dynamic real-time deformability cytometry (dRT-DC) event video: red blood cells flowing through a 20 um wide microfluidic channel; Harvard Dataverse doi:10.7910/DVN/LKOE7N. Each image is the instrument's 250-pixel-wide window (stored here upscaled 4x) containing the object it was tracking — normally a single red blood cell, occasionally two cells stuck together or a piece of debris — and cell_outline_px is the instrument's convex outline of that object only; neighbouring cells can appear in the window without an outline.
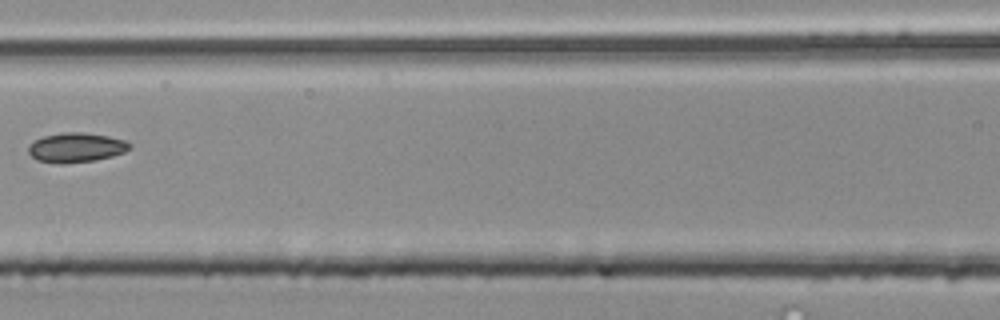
{"species": "common noctule bat (a hibernating species)", "species_latin": "Nyctalus noctula", "temperature_condition": "room temperature", "stored_images_in_passage": 6, "camera_frame_rate_fps": 3000, "um_per_image_px": 0.085, "animal": {"sex": "male", "body_mass_g": 20.4}, "frame": {"image": 1, "passage_image": 6, "time_ms": 1.667, "image_size_px": [1000, 320], "cell_outline_px": [[132, 148], [124, 152], [112, 156], [96, 160], [60, 164], [36, 160], [28, 152], [28, 144], [44, 136], [64, 132], [84, 132], [108, 136], [124, 140], [132, 144]], "centroid_in_image_um": [6.48, 12.54], "position_along_channel_um": 160.1, "area_um2": 17.51}}